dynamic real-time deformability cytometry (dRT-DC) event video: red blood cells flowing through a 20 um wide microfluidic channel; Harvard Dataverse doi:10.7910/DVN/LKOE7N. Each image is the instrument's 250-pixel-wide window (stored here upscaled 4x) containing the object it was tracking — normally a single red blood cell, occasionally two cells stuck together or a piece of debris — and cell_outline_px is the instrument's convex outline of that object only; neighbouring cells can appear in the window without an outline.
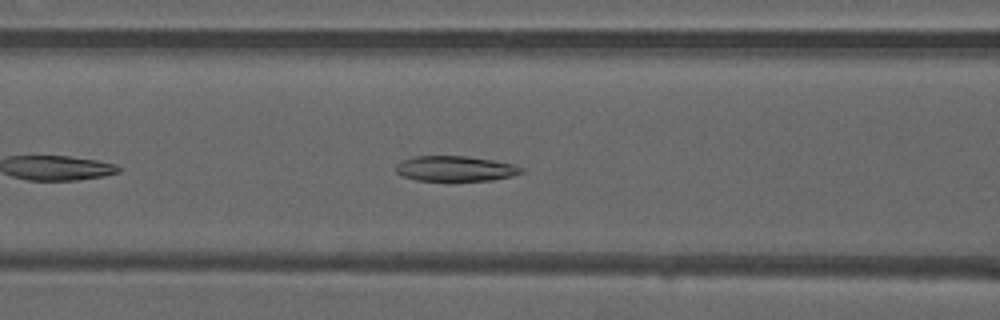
{"species": "common noctule bat (a hibernating species)", "species_latin": "Nyctalus noctula", "temperature_condition": "warm", "stored_images_in_passage": 12, "camera_frame_rate_fps": 3000, "um_per_image_px": 0.085, "animal": {"sex": "male", "forearm_length_mm": 52.5}, "frame": {"image": 1, "passage_image": 8, "time_ms": 2.333, "image_size_px": [1000, 320], "cell_outline_px": [[524, 172], [512, 176], [492, 180], [448, 184], [416, 180], [404, 176], [396, 172], [396, 164], [412, 156], [468, 156], [492, 160], [512, 164], [524, 168]], "centroid_in_image_um": [38.7, 14.38], "position_along_channel_um": 127.9, "area_um2": 19.42}}